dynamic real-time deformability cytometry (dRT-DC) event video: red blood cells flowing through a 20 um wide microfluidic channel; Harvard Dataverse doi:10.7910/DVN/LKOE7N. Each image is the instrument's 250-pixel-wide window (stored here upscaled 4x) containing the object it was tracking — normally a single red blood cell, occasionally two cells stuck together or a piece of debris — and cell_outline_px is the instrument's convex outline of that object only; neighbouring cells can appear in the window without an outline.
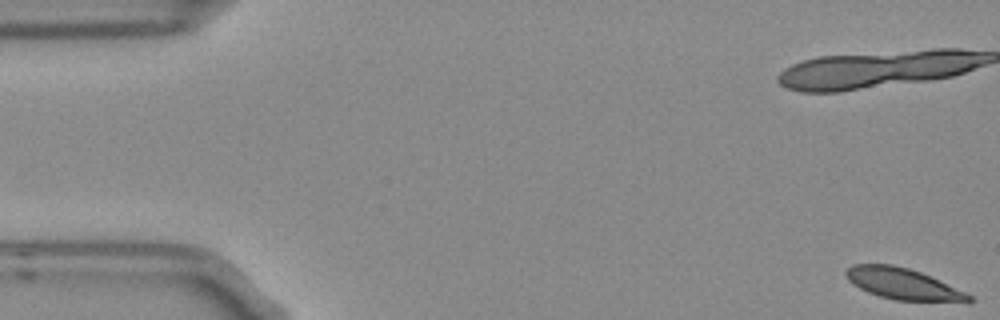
{"species": "Egyptian fruit bat (a non-hibernating species)", "species_latin": "Rousettus aegyptiacus", "temperature_condition": "room temperature", "stored_images_in_passage": 7, "camera_frame_rate_fps": 3000, "um_per_image_px": 0.085, "frame": {"image": 1, "passage_image": 1, "time_ms": 0.0, "image_size_px": [1000, 320], "cell_outline_px": [[972, 300], [968, 304], [892, 300], [868, 292], [860, 288], [848, 280], [844, 272], [852, 264], [892, 264], [908, 268], [920, 272], [964, 292], [972, 296]], "centroid_in_image_um": [76.8, 24.17], "position_along_channel_um": 8.2, "area_um2": 22.66}}
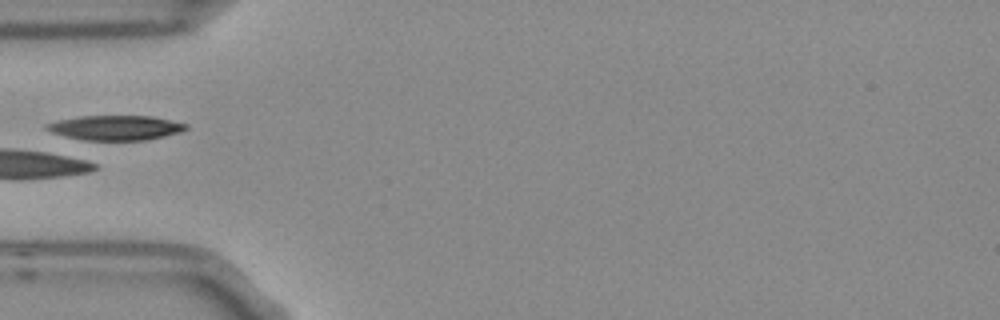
{"frame": {"image": 2, "passage_image": 5, "time_ms": 1.333, "image_size_px": [1000, 320], "cell_outline_px": [[188, 128], [180, 132], [164, 136], [144, 140], [84, 140], [52, 132], [44, 128], [44, 124], [56, 120], [80, 116], [152, 116], [188, 124]], "centroid_in_image_um": [9.81, 10.85], "position_along_channel_um": 75.2, "area_um2": 20.0}}
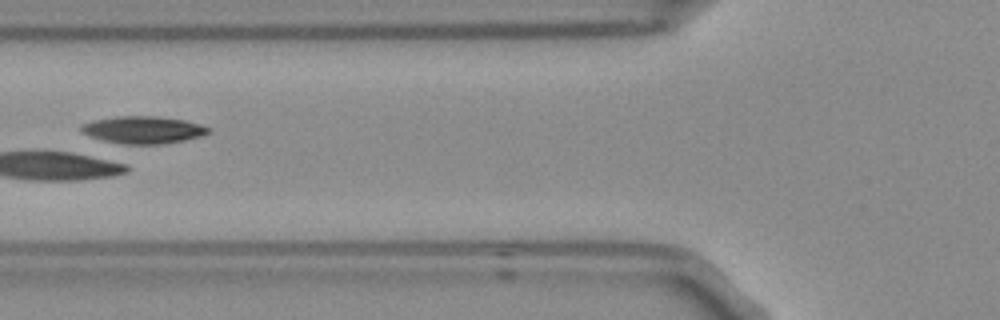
{"frame": {"image": 3, "passage_image": 6, "time_ms": 1.667, "image_size_px": [1000, 320], "cell_outline_px": [[208, 132], [200, 136], [184, 140], [160, 144], [124, 144], [104, 140], [92, 136], [84, 132], [80, 128], [80, 124], [96, 120], [116, 116], [156, 116], [184, 120], [200, 124], [208, 128]], "centroid_in_image_um": [12.16, 11.03], "position_along_channel_um": 113.6, "area_um2": 19.83}}